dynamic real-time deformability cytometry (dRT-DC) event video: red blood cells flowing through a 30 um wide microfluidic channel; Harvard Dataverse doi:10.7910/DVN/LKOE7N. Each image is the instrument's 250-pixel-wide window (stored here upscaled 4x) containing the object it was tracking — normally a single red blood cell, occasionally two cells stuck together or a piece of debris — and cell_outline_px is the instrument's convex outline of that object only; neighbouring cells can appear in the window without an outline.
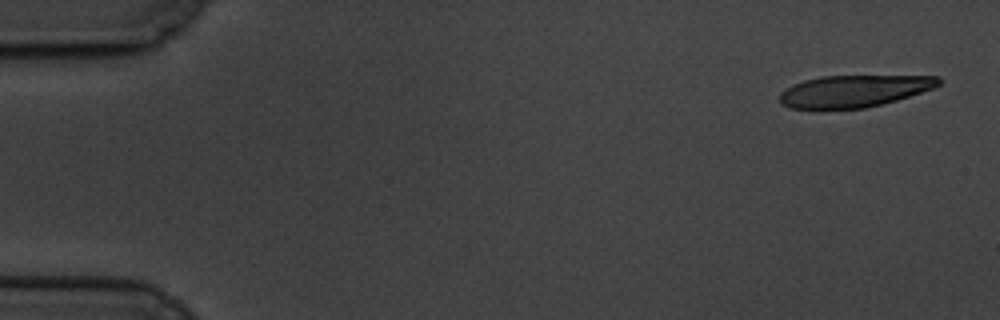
{"species": "common noctule bat (a hibernating species)", "species_latin": "Nyctalus noctula", "temperature_condition": "cold", "stored_images_in_passage": 5, "camera_frame_rate_fps": 3000, "um_per_image_px": 0.085, "animal": {"sex": "male", "body_mass_g": 19.5, "forearm_length_mm": 54.6}, "frame": {"image": 1, "passage_image": 1, "time_ms": 0.0, "image_size_px": [1000, 320], "cell_outline_px": [[944, 80], [940, 84], [932, 88], [896, 100], [864, 108], [788, 108], [780, 104], [780, 92], [792, 84], [804, 80], [820, 76], [940, 76]], "centroid_in_image_um": [72.56, 7.73], "position_along_channel_um": 12.4, "area_um2": 29.36}}